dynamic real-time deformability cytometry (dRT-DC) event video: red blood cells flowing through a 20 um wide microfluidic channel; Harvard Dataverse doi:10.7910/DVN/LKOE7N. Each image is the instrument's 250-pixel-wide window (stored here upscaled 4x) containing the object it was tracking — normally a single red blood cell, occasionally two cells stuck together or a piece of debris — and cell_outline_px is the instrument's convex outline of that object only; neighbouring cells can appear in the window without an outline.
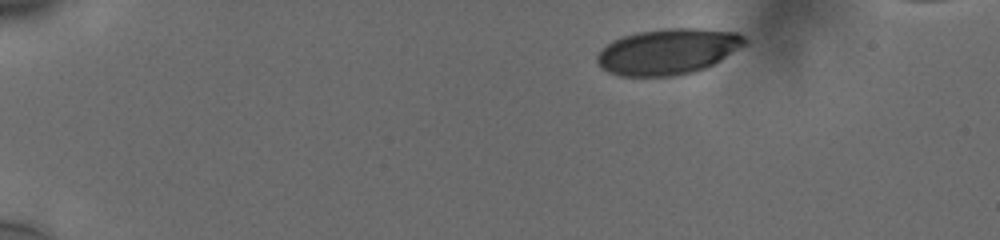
{"species": "human", "species_latin": "Homo sapiens", "temperature_condition": "cold", "stored_images_in_passage": 47, "camera_frame_rate_fps": 3000, "um_per_image_px": 0.085, "donor": {"sex": "male"}, "frame": {"image": 1, "passage_image": 1, "time_ms": 0.0, "image_size_px": [1000, 240], "cell_outline_px": [[744, 44], [720, 60], [704, 68], [692, 72], [672, 76], [620, 76], [608, 72], [596, 60], [600, 52], [608, 44], [624, 36], [640, 32], [676, 28], [692, 28], [736, 32], [744, 36]], "centroid_in_image_um": [56.77, 4.39], "position_along_channel_um": 28.2, "area_um2": 38.38}}
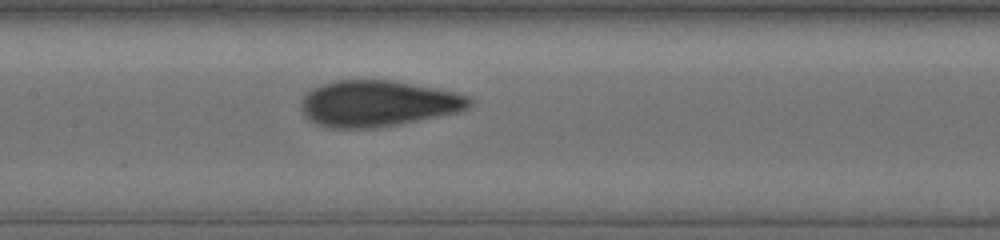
{"frame": {"image": 2, "passage_image": 21, "time_ms": 6.667, "image_size_px": [1000, 240], "cell_outline_px": [[472, 104], [456, 112], [400, 124], [372, 128], [332, 128], [316, 124], [304, 116], [304, 96], [312, 88], [320, 84], [336, 80], [388, 80], [432, 88], [452, 92], [464, 96], [472, 100]], "centroid_in_image_um": [32.06, 8.8], "position_along_channel_um": 175.3, "area_um2": 44.33}}
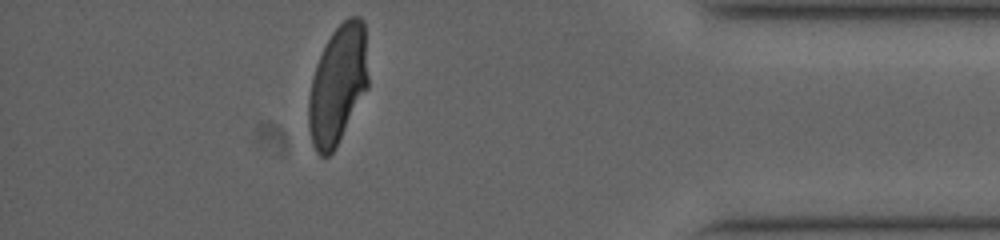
{"frame": {"image": 3, "passage_image": 42, "time_ms": 13.667, "image_size_px": [1000, 240], "cell_outline_px": [[368, 88], [336, 148], [328, 156], [320, 156], [316, 152], [312, 144], [308, 128], [308, 100], [312, 76], [316, 64], [332, 32], [348, 16], [360, 16], [364, 20], [368, 76]], "centroid_in_image_um": [28.71, 7.23], "position_along_channel_um": 406.5, "area_um2": 41.56}, "authors_computed_cell_mechanics": {"area_um2": 42.8876, "velocity_mm_per_s": 3.7536, "shape_relaxation_time_tau1_ms": 3.6857, "shape_relaxation_time_tau2_ms": null, "deformation_change_tau1": 0.1494, "deformation_change_tau2": null}}